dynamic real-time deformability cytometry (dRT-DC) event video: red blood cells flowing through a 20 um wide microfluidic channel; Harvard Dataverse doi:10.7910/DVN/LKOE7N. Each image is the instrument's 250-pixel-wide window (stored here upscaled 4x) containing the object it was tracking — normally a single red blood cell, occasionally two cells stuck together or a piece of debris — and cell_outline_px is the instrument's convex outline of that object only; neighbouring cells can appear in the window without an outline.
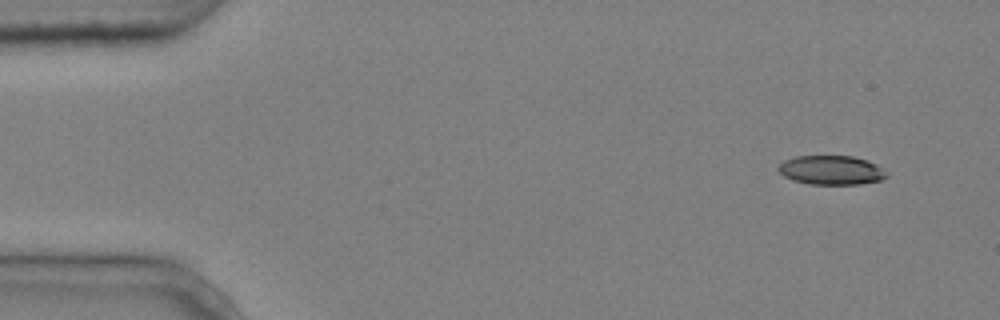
{"species": "common noctule bat (a hibernating species)", "species_latin": "Nyctalus noctula", "temperature_condition": "cold", "stored_images_in_passage": 6, "camera_frame_rate_fps": 3000, "um_per_image_px": 0.085, "animal": {"sex": "male", "body_mass_g": 20.4}, "frame": {"image": 1, "passage_image": 1, "time_ms": 0.0, "image_size_px": [1000, 320], "cell_outline_px": [[888, 176], [880, 180], [860, 184], [808, 184], [792, 180], [784, 176], [776, 168], [784, 160], [796, 156], [852, 156], [868, 160], [876, 164], [888, 172]], "centroid_in_image_um": [70.66, 14.46], "position_along_channel_um": 14.3, "area_um2": 18.5}}
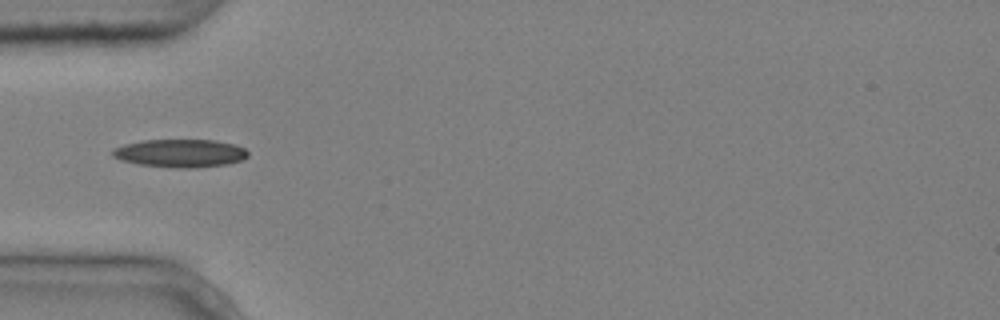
{"frame": {"image": 2, "passage_image": 4, "time_ms": 1.0, "image_size_px": [1000, 320], "cell_outline_px": [[248, 156], [244, 160], [224, 164], [196, 168], [176, 168], [140, 164], [120, 160], [112, 156], [112, 148], [124, 144], [144, 140], [216, 140], [236, 144], [244, 148], [248, 152]], "centroid_in_image_um": [15.33, 13.02], "position_along_channel_um": 69.7, "area_um2": 22.25}}
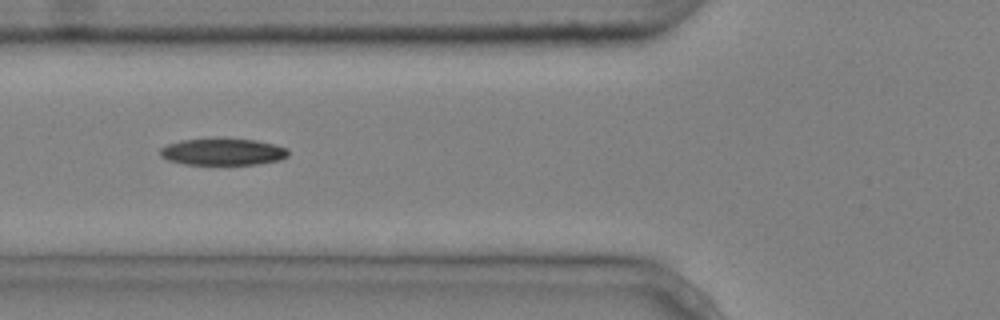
{"frame": {"image": 3, "passage_image": 5, "time_ms": 1.333, "image_size_px": [1000, 320], "cell_outline_px": [[288, 156], [280, 160], [256, 164], [184, 164], [168, 160], [160, 156], [160, 148], [168, 144], [180, 140], [216, 136], [220, 136], [256, 140], [276, 144], [288, 148]], "centroid_in_image_um": [18.94, 12.86], "position_along_channel_um": 106.9, "area_um2": 20.75}}